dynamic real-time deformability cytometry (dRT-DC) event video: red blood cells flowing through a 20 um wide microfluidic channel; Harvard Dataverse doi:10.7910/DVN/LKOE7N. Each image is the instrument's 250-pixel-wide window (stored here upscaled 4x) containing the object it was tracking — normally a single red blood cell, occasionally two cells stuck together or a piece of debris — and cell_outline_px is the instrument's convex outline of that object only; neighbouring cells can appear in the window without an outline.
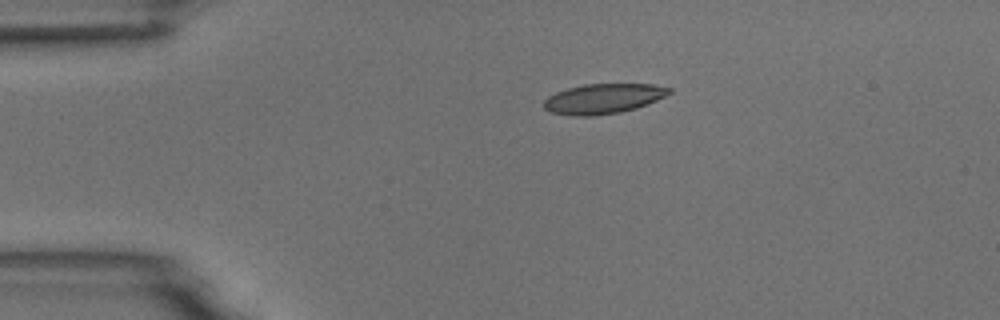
{"species": "common noctule bat (a hibernating species)", "species_latin": "Nyctalus noctula", "temperature_condition": "room temperature", "stored_images_in_passage": 3, "camera_frame_rate_fps": 3000, "um_per_image_px": 0.085, "animal": {"sex": "male", "body_mass_g": 18.8}, "frame": {"image": 1, "passage_image": 1, "time_ms": 0.0, "image_size_px": [1000, 320], "cell_outline_px": [[672, 92], [656, 100], [636, 108], [620, 112], [596, 116], [572, 116], [552, 112], [544, 108], [544, 100], [548, 96], [556, 92], [568, 88], [584, 84], [652, 84], [672, 88]], "centroid_in_image_um": [51.27, 8.39], "position_along_channel_um": 33.7, "area_um2": 21.85}}
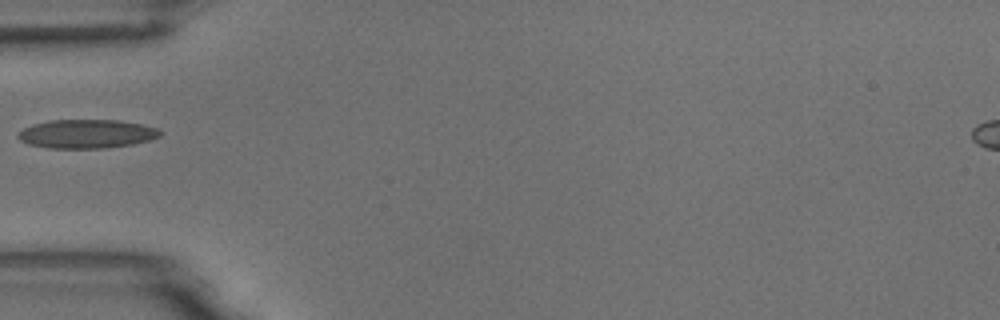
{"frame": {"image": 2, "passage_image": 3, "time_ms": 2.333, "image_size_px": [1000, 320], "cell_outline_px": [[160, 136], [148, 140], [132, 144], [104, 148], [48, 148], [28, 144], [20, 140], [16, 136], [24, 128], [32, 124], [48, 120], [120, 120], [140, 124], [156, 128], [160, 132]], "centroid_in_image_um": [7.32, 11.37], "position_along_channel_um": 77.7, "area_um2": 23.7}}